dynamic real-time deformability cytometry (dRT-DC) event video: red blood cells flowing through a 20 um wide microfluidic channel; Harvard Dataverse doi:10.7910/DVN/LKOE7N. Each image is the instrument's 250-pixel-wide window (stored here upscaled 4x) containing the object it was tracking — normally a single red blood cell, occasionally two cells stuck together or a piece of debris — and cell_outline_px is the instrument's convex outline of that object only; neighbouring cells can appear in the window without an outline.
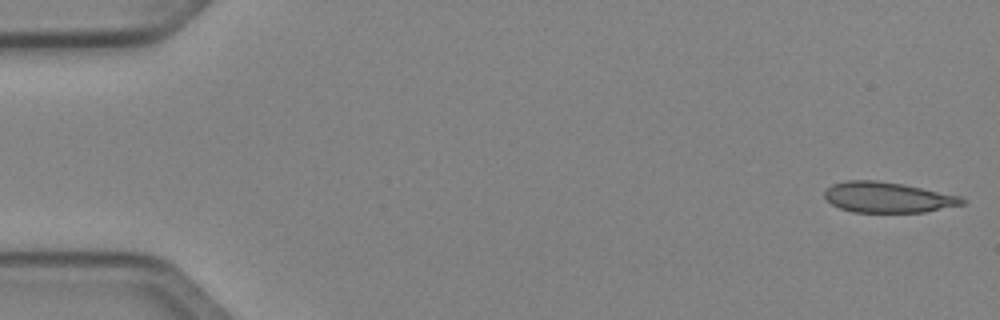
{"species": "Egyptian fruit bat (a non-hibernating species)", "species_latin": "Rousettus aegyptiacus", "temperature_condition": "cold", "stored_images_in_passage": 50, "camera_frame_rate_fps": 3000, "um_per_image_px": 0.085, "animal": {"sex": "female"}, "frame": {"image": 1, "passage_image": 1, "time_ms": 0.0, "image_size_px": [1000, 320], "cell_outline_px": [[968, 200], [964, 204], [924, 212], [852, 212], [840, 208], [832, 204], [824, 196], [824, 192], [832, 184], [844, 180], [876, 180], [904, 184], [960, 196]], "centroid_in_image_um": [75.46, 16.77], "position_along_channel_um": 9.5, "area_um2": 24.51}}
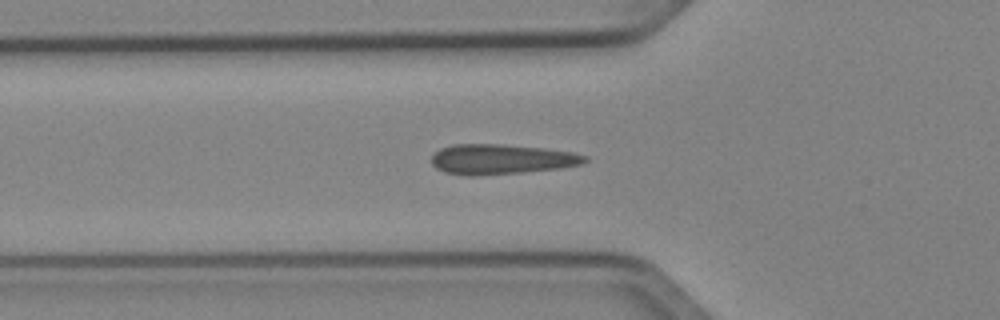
{"frame": {"image": 2, "passage_image": 17, "time_ms": 5.333, "image_size_px": [1000, 320], "cell_outline_px": [[588, 160], [584, 164], [560, 168], [520, 172], [472, 176], [468, 176], [444, 172], [436, 168], [432, 164], [432, 156], [440, 148], [452, 144], [500, 144], [544, 148], [572, 152], [588, 156]], "centroid_in_image_um": [42.61, 13.53], "position_along_channel_um": 83.2, "area_um2": 26.88}}
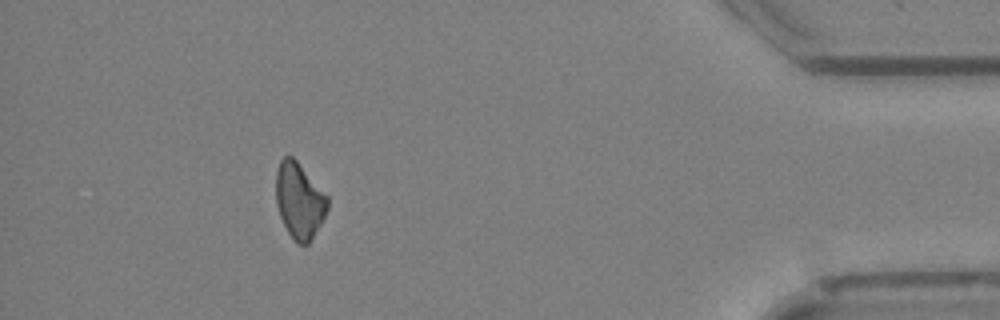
{"frame": {"image": 3, "passage_image": 45, "time_ms": 14.667, "image_size_px": [1000, 320], "cell_outline_px": [[328, 208], [320, 224], [308, 244], [296, 244], [288, 232], [280, 216], [276, 204], [276, 172], [280, 160], [284, 156], [292, 156], [296, 160], [328, 196]], "centroid_in_image_um": [25.43, 17.05], "position_along_channel_um": 409.8, "area_um2": 22.6}, "authors_computed_cell_mechanics": {"area_um2": 24.8829, "velocity_mm_per_s": 4.073, "shape_relaxation_time_tau1_ms": null, "shape_relaxation_time_tau2_ms": 4.2698, "deformation_change_tau1": null, "deformation_change_tau2": 0.0535}}